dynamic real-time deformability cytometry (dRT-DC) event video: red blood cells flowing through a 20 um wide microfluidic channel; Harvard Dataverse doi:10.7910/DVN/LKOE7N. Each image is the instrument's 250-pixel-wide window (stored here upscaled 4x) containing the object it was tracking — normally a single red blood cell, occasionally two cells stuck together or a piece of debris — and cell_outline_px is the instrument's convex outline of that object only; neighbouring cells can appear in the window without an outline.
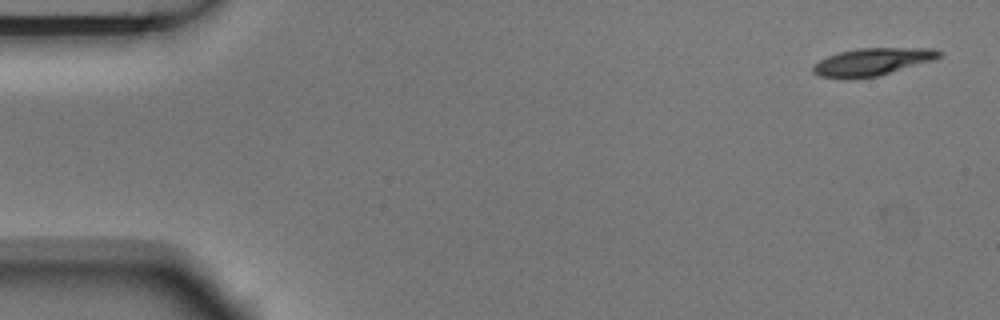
{"species": "Egyptian fruit bat (a non-hibernating species)", "species_latin": "Rousettus aegyptiacus", "temperature_condition": "room temperature", "stored_images_in_passage": 6, "camera_frame_rate_fps": 3000, "um_per_image_px": 0.085, "animal": {"sex": "male"}, "frame": {"image": 1, "passage_image": 1, "time_ms": 0.0, "image_size_px": [1000, 320], "cell_outline_px": [[944, 52], [936, 60], [880, 76], [848, 80], [840, 80], [820, 76], [812, 72], [812, 64], [828, 56], [840, 52], [860, 48], [932, 48]], "centroid_in_image_um": [74.15, 5.28], "position_along_channel_um": 10.9, "area_um2": 20.81}}
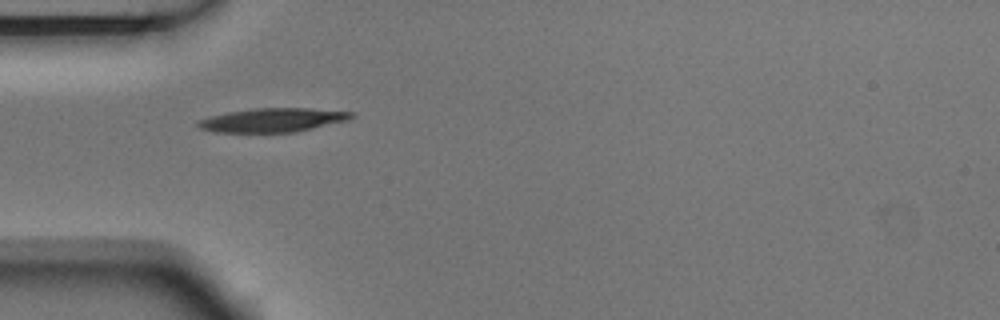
{"frame": {"image": 2, "passage_image": 5, "time_ms": 1.333, "image_size_px": [1000, 320], "cell_outline_px": [[356, 116], [348, 120], [296, 132], [212, 132], [200, 128], [196, 124], [196, 120], [228, 112], [256, 108], [308, 108], [356, 112]], "centroid_in_image_um": [23.2, 10.2], "position_along_channel_um": 61.8, "area_um2": 21.39}}
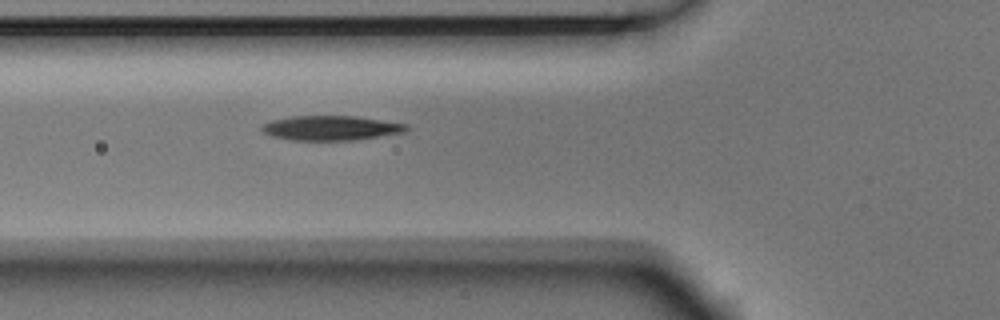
{"frame": {"image": 3, "passage_image": 6, "time_ms": 1.667, "image_size_px": [1000, 320], "cell_outline_px": [[408, 132], [352, 140], [292, 140], [272, 136], [264, 132], [260, 128], [264, 124], [272, 120], [292, 116], [352, 116], [408, 124]], "centroid_in_image_um": [28.14, 10.88], "position_along_channel_um": 97.7, "area_um2": 20.58}}